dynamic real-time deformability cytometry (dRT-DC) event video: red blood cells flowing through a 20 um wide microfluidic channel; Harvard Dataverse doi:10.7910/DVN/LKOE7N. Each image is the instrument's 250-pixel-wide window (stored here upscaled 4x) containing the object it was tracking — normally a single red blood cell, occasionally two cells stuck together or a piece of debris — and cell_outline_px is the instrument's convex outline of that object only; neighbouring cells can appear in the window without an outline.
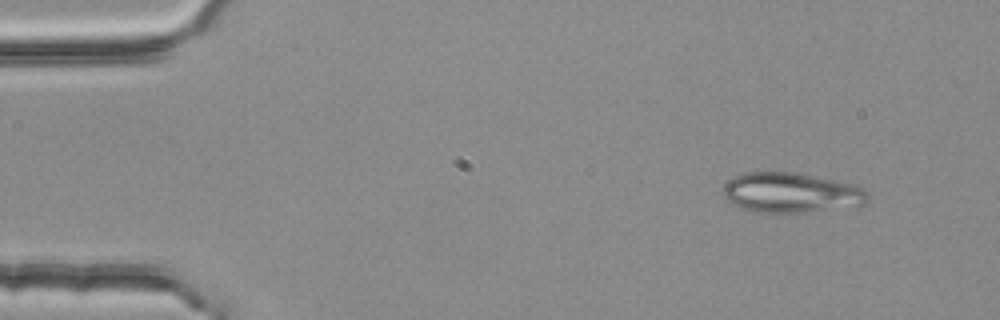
{"species": "common noctule bat (a hibernating species)", "species_latin": "Nyctalus noctula", "temperature_condition": "room temperature", "stored_images_in_passage": 3, "camera_frame_rate_fps": 3000, "um_per_image_px": 0.085, "animal": {"sex": "female", "body_mass_g": 25.1}, "frame": {"image": 1, "passage_image": 1, "time_ms": 0.0, "image_size_px": [1000, 320], "cell_outline_px": [[872, 200], [864, 204], [808, 212], [760, 212], [744, 208], [728, 200], [720, 192], [724, 184], [728, 180], [744, 172], [796, 172], [832, 180], [848, 184], [860, 188], [868, 192]], "centroid_in_image_um": [67.22, 16.37], "position_along_channel_um": 17.8, "area_um2": 33.29}}